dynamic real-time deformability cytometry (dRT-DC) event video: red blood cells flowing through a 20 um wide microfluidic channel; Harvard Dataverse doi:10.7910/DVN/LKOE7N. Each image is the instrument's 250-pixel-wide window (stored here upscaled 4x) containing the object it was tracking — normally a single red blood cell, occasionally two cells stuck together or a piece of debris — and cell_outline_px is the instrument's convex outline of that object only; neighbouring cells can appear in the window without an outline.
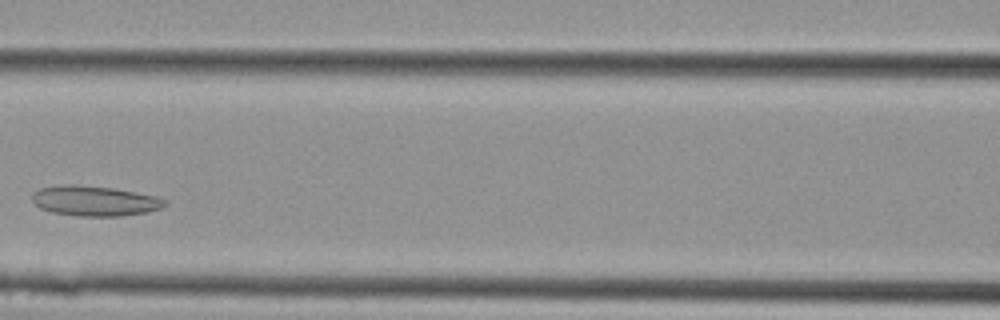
{"species": "Egyptian fruit bat (a non-hibernating species)", "species_latin": "Rousettus aegyptiacus", "temperature_condition": "cold", "stored_images_in_passage": 8, "camera_frame_rate_fps": 3000, "um_per_image_px": 0.085, "animal": {"sex": "female"}, "frame": {"image": 1, "passage_image": 7, "time_ms": 2.0, "image_size_px": [1000, 320], "cell_outline_px": [[168, 204], [164, 208], [148, 212], [120, 216], [76, 216], [52, 212], [40, 208], [32, 200], [32, 192], [40, 188], [60, 184], [76, 184], [112, 188], [136, 192], [156, 196], [168, 200]], "centroid_in_image_um": [8.07, 17.07], "position_along_channel_um": 158.5, "area_um2": 23.64}}